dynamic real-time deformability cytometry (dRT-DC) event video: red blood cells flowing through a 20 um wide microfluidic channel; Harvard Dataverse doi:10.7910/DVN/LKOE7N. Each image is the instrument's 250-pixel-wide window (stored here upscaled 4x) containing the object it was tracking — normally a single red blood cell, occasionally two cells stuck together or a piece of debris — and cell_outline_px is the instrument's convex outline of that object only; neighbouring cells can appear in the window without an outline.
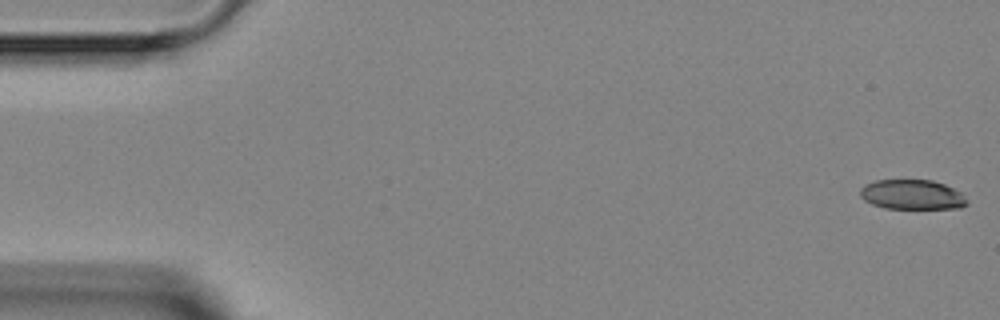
{"species": "Egyptian fruit bat (a non-hibernating species)", "species_latin": "Rousettus aegyptiacus", "temperature_condition": "room temperature", "stored_images_in_passage": 5, "camera_frame_rate_fps": 3000, "um_per_image_px": 0.085, "animal": {"sex": "female"}, "frame": {"image": 1, "passage_image": 1, "time_ms": 0.0, "image_size_px": [1000, 320], "cell_outline_px": [[968, 204], [960, 208], [884, 208], [872, 204], [864, 200], [860, 196], [860, 188], [864, 184], [876, 180], [932, 180], [944, 184], [960, 192], [964, 196]], "centroid_in_image_um": [77.5, 16.54], "position_along_channel_um": 7.5, "area_um2": 18.5}}
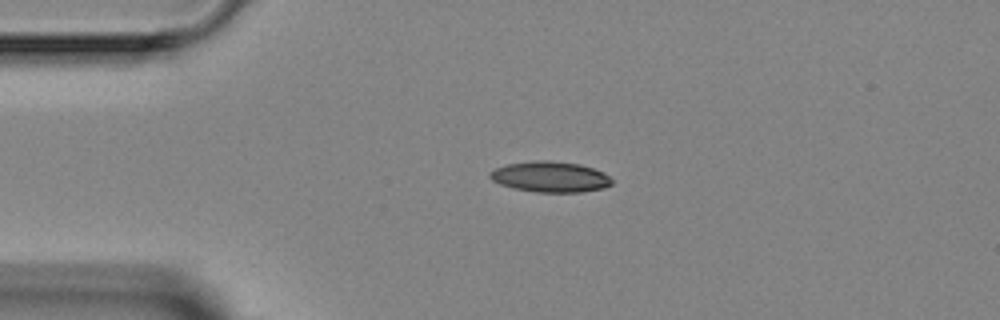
{"frame": {"image": 2, "passage_image": 4, "time_ms": 3.333, "image_size_px": [1000, 320], "cell_outline_px": [[612, 184], [604, 188], [580, 192], [536, 192], [516, 188], [500, 184], [492, 180], [488, 176], [488, 172], [496, 168], [508, 164], [536, 160], [548, 160], [580, 164], [604, 172], [612, 180]], "centroid_in_image_um": [46.77, 15.02], "position_along_channel_um": 38.2, "area_um2": 21.73}}